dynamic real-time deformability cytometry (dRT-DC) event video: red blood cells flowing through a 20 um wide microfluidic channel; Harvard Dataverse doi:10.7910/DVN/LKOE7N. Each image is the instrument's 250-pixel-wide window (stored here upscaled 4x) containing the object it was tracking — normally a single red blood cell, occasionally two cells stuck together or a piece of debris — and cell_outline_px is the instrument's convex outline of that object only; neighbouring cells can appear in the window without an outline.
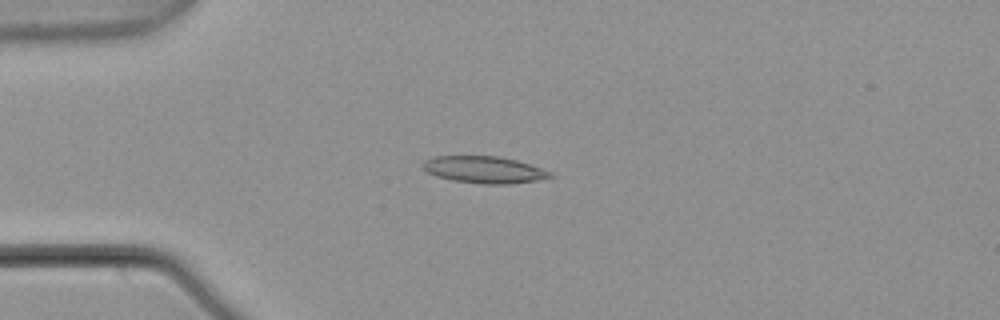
{"species": "common noctule bat (a hibernating species)", "species_latin": "Nyctalus noctula", "temperature_condition": "warm", "stored_images_in_passage": 5, "camera_frame_rate_fps": 3000, "um_per_image_px": 0.085, "animal": {"sex": "male", "body_mass_g": 21.5, "forearm_length_mm": 52.0}, "frame": {"image": 1, "passage_image": 3, "time_ms": 0.667, "image_size_px": [1000, 320], "cell_outline_px": [[556, 176], [536, 180], [508, 184], [484, 184], [452, 180], [436, 176], [428, 172], [424, 168], [424, 160], [436, 156], [500, 156], [516, 160], [552, 172]], "centroid_in_image_um": [41.17, 14.42], "position_along_channel_um": 43.8, "area_um2": 19.77}}
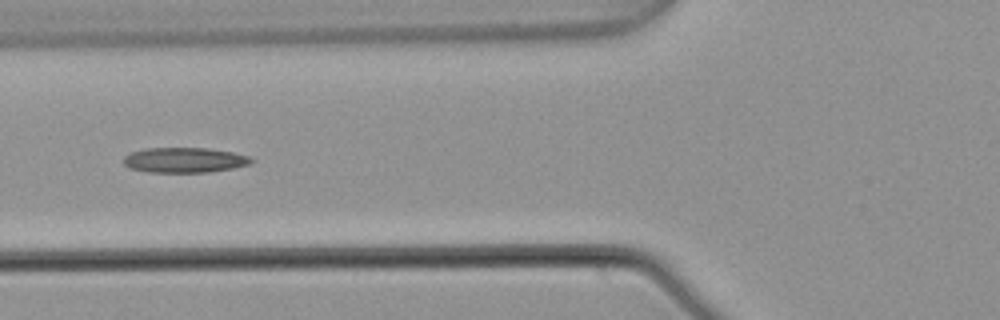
{"frame": {"image": 2, "passage_image": 5, "time_ms": 1.333, "image_size_px": [1000, 320], "cell_outline_px": [[256, 160], [248, 164], [232, 168], [208, 172], [148, 172], [128, 168], [124, 164], [124, 156], [132, 152], [144, 148], [208, 148], [232, 152], [248, 156]], "centroid_in_image_um": [15.66, 13.6], "position_along_channel_um": 110.1, "area_um2": 18.67}}